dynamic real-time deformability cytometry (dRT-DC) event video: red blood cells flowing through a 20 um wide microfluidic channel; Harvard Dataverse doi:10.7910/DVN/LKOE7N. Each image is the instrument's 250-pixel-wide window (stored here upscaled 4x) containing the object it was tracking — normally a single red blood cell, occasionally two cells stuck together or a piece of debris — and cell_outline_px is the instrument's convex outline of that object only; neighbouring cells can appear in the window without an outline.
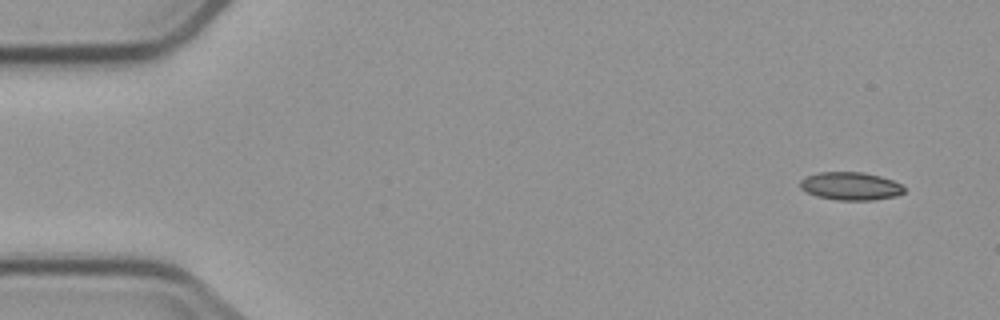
{"species": "common noctule bat (a hibernating species)", "species_latin": "Nyctalus noctula", "temperature_condition": "cold", "stored_images_in_passage": 3, "camera_frame_rate_fps": 3000, "um_per_image_px": 0.085, "animal": {"sex": "male", "body_mass_g": 23.1, "forearm_length_mm": 52.7}, "frame": {"image": 1, "passage_image": 1, "time_ms": 0.0, "image_size_px": [1000, 320], "cell_outline_px": [[904, 192], [896, 196], [872, 200], [836, 200], [816, 196], [800, 188], [800, 180], [808, 176], [820, 172], [864, 172], [880, 176], [892, 180], [900, 184], [904, 188]], "centroid_in_image_um": [72.3, 15.82], "position_along_channel_um": 12.7, "area_um2": 16.88}}